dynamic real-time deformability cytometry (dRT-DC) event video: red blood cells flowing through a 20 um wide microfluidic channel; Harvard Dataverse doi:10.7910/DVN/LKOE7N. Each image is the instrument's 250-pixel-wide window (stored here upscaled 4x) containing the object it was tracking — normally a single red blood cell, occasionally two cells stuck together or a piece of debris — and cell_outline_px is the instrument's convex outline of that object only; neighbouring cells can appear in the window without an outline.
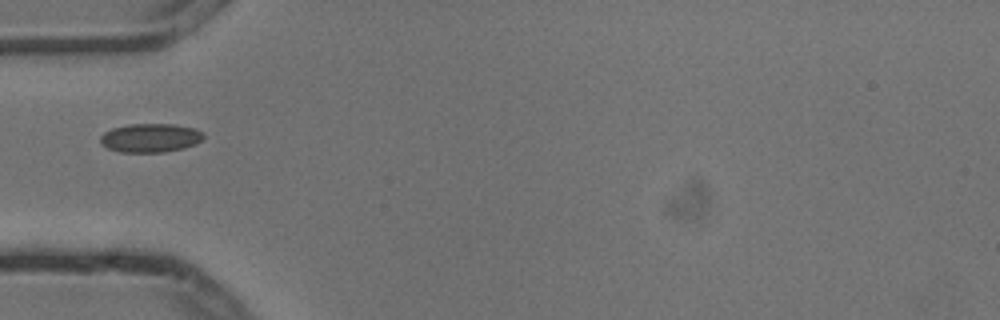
{"species": "common noctule bat (a hibernating species)", "species_latin": "Nyctalus noctula", "temperature_condition": "cold", "stored_images_in_passage": 7, "camera_frame_rate_fps": 3000, "um_per_image_px": 0.085, "animal": {"sex": "male", "body_mass_g": 13.3}, "frame": {"image": 1, "passage_image": 1, "time_ms": 0.0, "image_size_px": [1000, 320], "cell_outline_px": [[204, 136], [196, 144], [184, 148], [164, 152], [120, 152], [108, 148], [100, 144], [100, 136], [104, 132], [112, 128], [128, 124], [176, 124], [196, 128], [204, 132]], "centroid_in_image_um": [12.79, 11.71], "position_along_channel_um": 72.2, "area_um2": 17.51}}
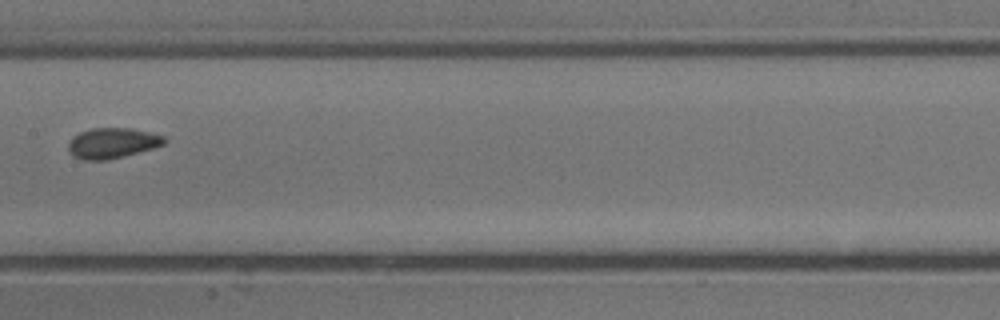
{"frame": {"image": 2, "passage_image": 4, "time_ms": 1.0, "image_size_px": [1000, 320], "cell_outline_px": [[168, 140], [164, 144], [152, 148], [124, 156], [108, 160], [84, 160], [76, 156], [68, 148], [68, 144], [72, 136], [80, 132], [92, 128], [132, 128], [164, 136]], "centroid_in_image_um": [9.56, 12.15], "position_along_channel_um": 197.8, "area_um2": 16.88}}
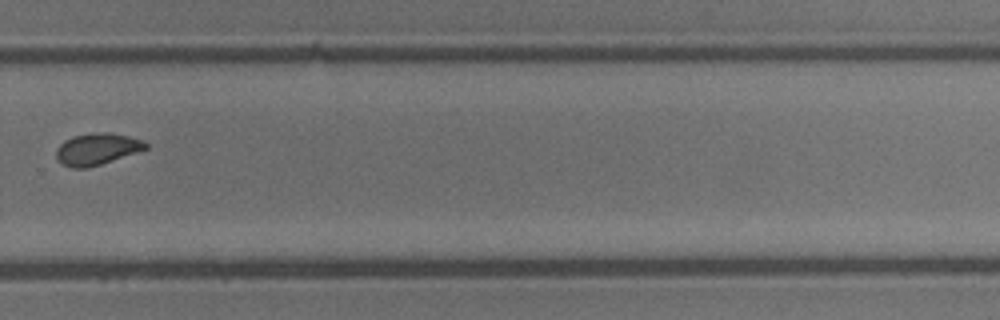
{"frame": {"image": 3, "passage_image": 7, "time_ms": 2.0, "image_size_px": [1000, 320], "cell_outline_px": [[148, 148], [88, 168], [72, 168], [56, 160], [56, 148], [64, 140], [72, 136], [100, 132], [108, 132], [128, 136], [140, 140], [148, 144]], "centroid_in_image_um": [8.19, 12.67], "position_along_channel_um": 321.6, "area_um2": 16.3}}